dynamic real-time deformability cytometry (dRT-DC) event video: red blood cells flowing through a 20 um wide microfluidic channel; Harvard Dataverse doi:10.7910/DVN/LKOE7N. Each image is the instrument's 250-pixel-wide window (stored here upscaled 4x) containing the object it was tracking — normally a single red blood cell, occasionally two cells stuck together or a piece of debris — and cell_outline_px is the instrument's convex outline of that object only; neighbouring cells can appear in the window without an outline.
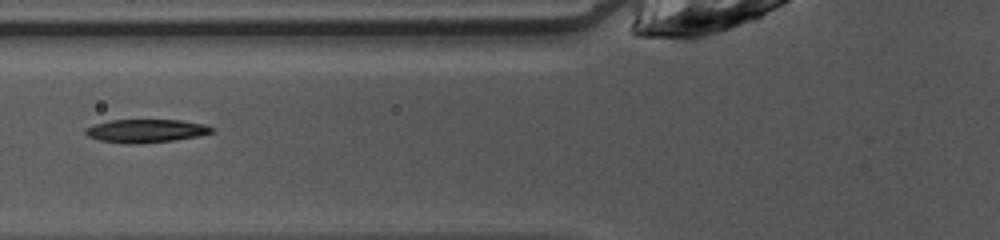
{"species": "common noctule bat (a hibernating species)", "species_latin": "Nyctalus noctula", "temperature_condition": "warm", "stored_images_in_passage": 39, "camera_frame_rate_fps": 3000, "um_per_image_px": 0.085, "animal": {"sex": "female", "body_mass_g": 10.0, "forearm_length_mm": 53.1}, "frame": {"image": 1, "passage_image": 10, "time_ms": 3.0, "image_size_px": [1000, 240], "cell_outline_px": [[216, 132], [200, 136], [176, 140], [136, 144], [132, 144], [100, 140], [88, 136], [84, 132], [84, 128], [96, 124], [112, 120], [180, 120], [208, 124], [216, 128]], "centroid_in_image_um": [12.51, 11.12], "position_along_channel_um": 113.3, "area_um2": 17.34}}
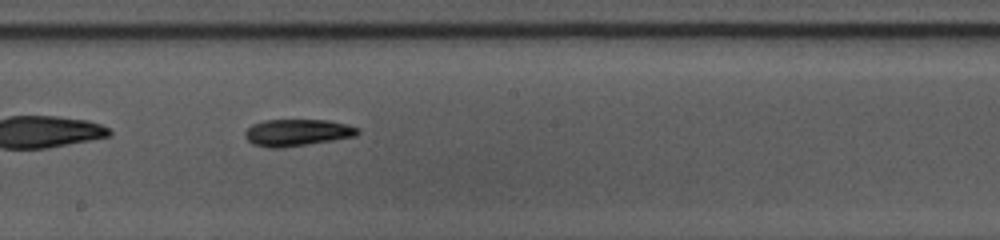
{"frame": {"image": 2, "passage_image": 18, "time_ms": 5.667, "image_size_px": [1000, 240], "cell_outline_px": [[360, 132], [356, 136], [308, 144], [280, 148], [268, 148], [252, 144], [244, 136], [244, 132], [252, 124], [264, 120], [328, 120], [360, 128]], "centroid_in_image_um": [25.23, 11.27], "position_along_channel_um": 223.0, "area_um2": 17.63}}
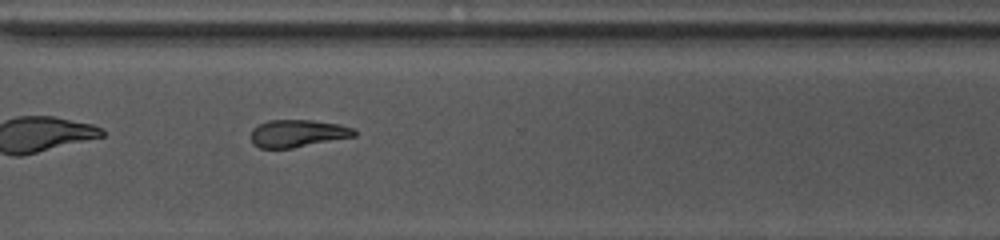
{"frame": {"image": 3, "passage_image": 27, "time_ms": 8.667, "image_size_px": [1000, 240], "cell_outline_px": [[356, 136], [292, 148], [260, 148], [252, 144], [252, 128], [268, 120], [312, 120], [340, 124], [352, 128], [356, 132]], "centroid_in_image_um": [25.3, 11.34], "position_along_channel_um": 345.3, "area_um2": 16.47}, "authors_computed_cell_mechanics": {"area_um2": 17.1666, "velocity_mm_per_s": 4.0917, "shape_relaxation_time_tau1_ms": 3.1909, "shape_relaxation_time_tau2_ms": null, "deformation_change_tau1": 0.1526, "deformation_change_tau2": null}}